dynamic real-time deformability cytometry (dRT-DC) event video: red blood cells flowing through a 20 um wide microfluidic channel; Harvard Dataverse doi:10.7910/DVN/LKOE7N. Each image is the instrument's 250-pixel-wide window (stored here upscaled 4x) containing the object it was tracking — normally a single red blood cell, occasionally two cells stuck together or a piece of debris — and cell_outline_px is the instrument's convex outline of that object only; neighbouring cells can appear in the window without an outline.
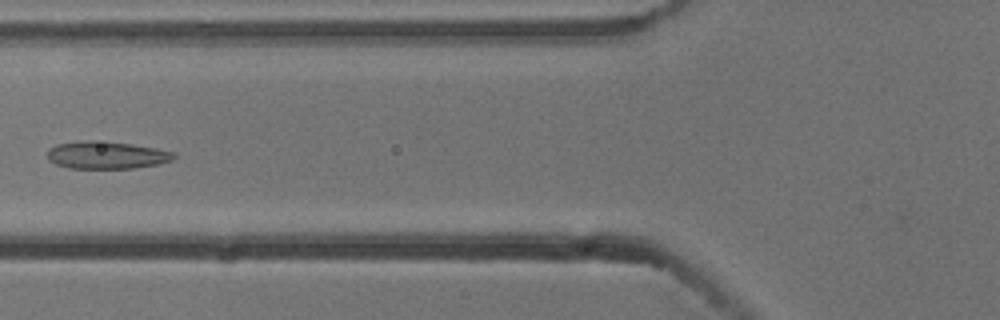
{"species": "common noctule bat (a hibernating species)", "species_latin": "Nyctalus noctula", "temperature_condition": "cold", "stored_images_in_passage": 6, "camera_frame_rate_fps": 3000, "um_per_image_px": 0.085, "animal": {"sex": "male", "body_mass_g": 13.3}, "frame": {"image": 1, "passage_image": 5, "time_ms": 1.333, "image_size_px": [1000, 320], "cell_outline_px": [[176, 156], [172, 160], [160, 164], [132, 168], [68, 168], [56, 164], [48, 160], [48, 148], [56, 144], [80, 140], [92, 140], [132, 144], [156, 148], [176, 152]], "centroid_in_image_um": [9.05, 13.17], "position_along_channel_um": 116.7, "area_um2": 20.4}}
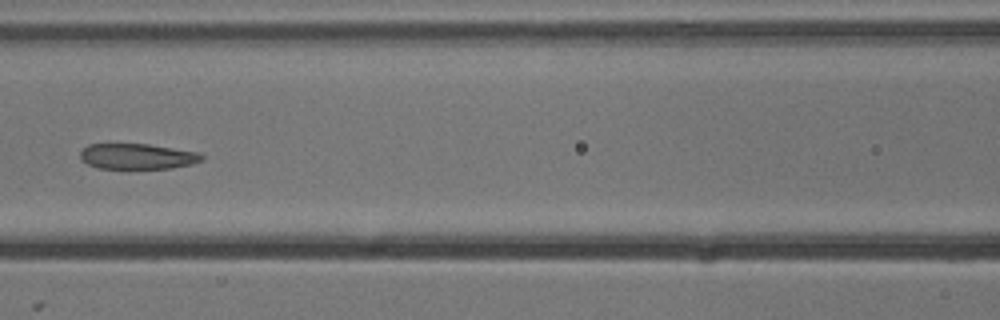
{"frame": {"image": 2, "passage_image": 6, "time_ms": 1.667, "image_size_px": [1000, 320], "cell_outline_px": [[204, 160], [192, 164], [172, 168], [96, 168], [80, 160], [80, 152], [88, 144], [148, 144], [200, 152], [204, 156]], "centroid_in_image_um": [11.69, 13.29], "position_along_channel_um": 154.9, "area_um2": 18.21}}